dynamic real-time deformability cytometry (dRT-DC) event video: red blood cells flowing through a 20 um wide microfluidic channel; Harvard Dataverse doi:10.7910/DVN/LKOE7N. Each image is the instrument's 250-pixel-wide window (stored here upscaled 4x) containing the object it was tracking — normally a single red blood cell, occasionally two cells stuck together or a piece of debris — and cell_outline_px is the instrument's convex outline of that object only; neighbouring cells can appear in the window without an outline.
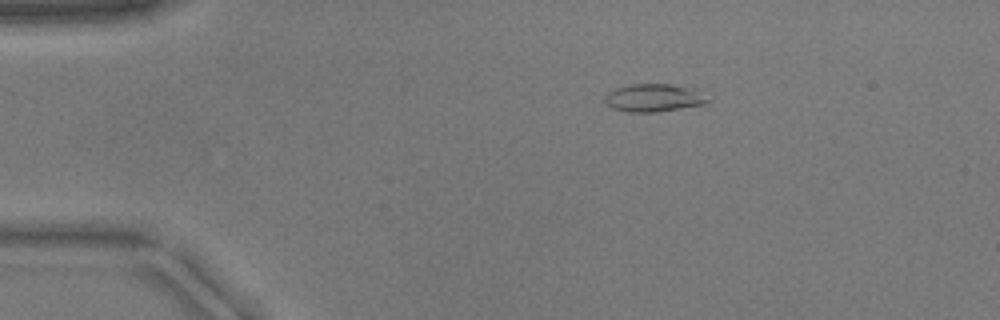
{"species": "common noctule bat (a hibernating species)", "species_latin": "Nyctalus noctula", "temperature_condition": "warm", "stored_images_in_passage": 4, "camera_frame_rate_fps": 3000, "um_per_image_px": 0.085, "animal": {"sex": "male", "body_mass_g": 17.9}, "frame": {"image": 1, "passage_image": 1, "time_ms": 0.0, "image_size_px": [1000, 320], "cell_outline_px": [[708, 100], [704, 104], [656, 112], [628, 112], [612, 108], [604, 100], [604, 96], [608, 92], [616, 88], [632, 84], [672, 84], [700, 88]], "centroid_in_image_um": [55.6, 8.3], "position_along_channel_um": 29.4, "area_um2": 16.82}}